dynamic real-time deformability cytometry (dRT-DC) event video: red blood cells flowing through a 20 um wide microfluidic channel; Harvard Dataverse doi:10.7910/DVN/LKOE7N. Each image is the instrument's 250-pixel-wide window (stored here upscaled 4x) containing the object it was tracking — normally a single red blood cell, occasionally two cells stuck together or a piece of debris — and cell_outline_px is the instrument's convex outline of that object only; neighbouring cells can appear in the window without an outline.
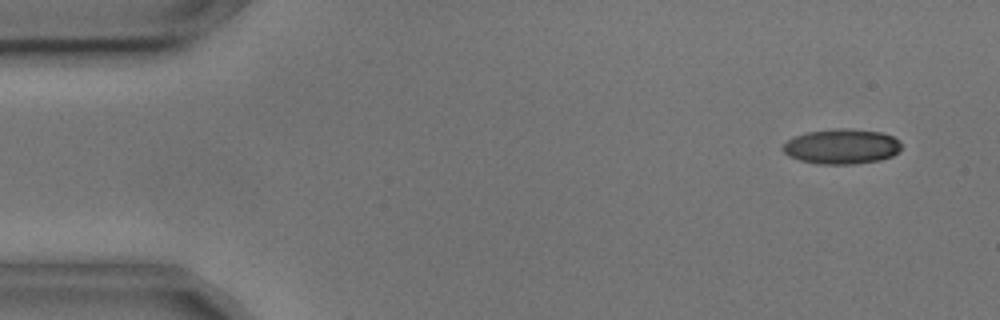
{"species": "common noctule bat (a hibernating species)", "species_latin": "Nyctalus noctula", "temperature_condition": "cold", "stored_images_in_passage": 4, "camera_frame_rate_fps": 3000, "um_per_image_px": 0.085, "animal": {"sex": "male", "body_mass_g": 17.9, "forearm_length_mm": 54.2}, "frame": {"image": 1, "passage_image": 1, "time_ms": 0.0, "image_size_px": [1000, 320], "cell_outline_px": [[900, 148], [892, 156], [880, 160], [856, 164], [820, 164], [800, 160], [788, 156], [780, 148], [788, 140], [796, 136], [808, 132], [832, 128], [848, 128], [880, 132], [892, 136], [900, 140]], "centroid_in_image_um": [71.53, 12.45], "position_along_channel_um": 13.5, "area_um2": 24.22}}